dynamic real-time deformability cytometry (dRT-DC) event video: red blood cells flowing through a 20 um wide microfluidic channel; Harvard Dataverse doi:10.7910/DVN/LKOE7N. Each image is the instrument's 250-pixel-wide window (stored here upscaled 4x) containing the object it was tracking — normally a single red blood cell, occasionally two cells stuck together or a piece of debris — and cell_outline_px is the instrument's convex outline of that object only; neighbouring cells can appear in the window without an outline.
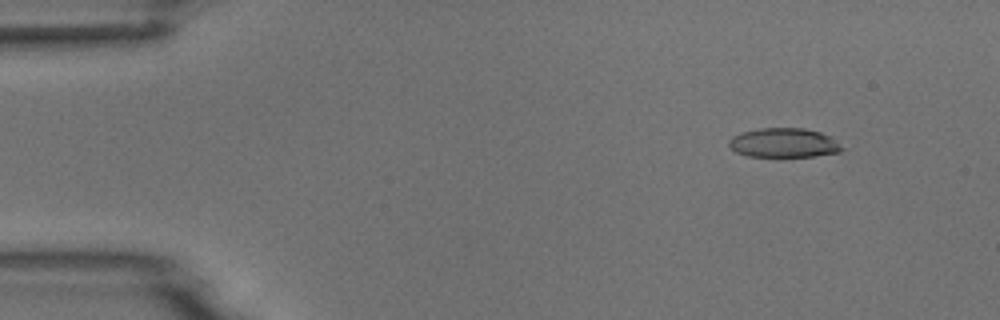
{"species": "common noctule bat (a hibernating species)", "species_latin": "Nyctalus noctula", "temperature_condition": "room temperature", "stored_images_in_passage": 6, "segment_of_instrument_passage": [2, 2], "camera_frame_rate_fps": 3000, "um_per_image_px": 0.085, "animal": {"sex": "male", "body_mass_g": 18.8}, "frame": {"image": 1, "passage_image": 6, "time_ms": 6.667, "image_size_px": [1000, 320], "cell_outline_px": [[844, 148], [840, 152], [812, 156], [748, 156], [736, 152], [728, 144], [728, 140], [732, 136], [740, 132], [760, 128], [804, 128], [820, 132], [828, 136]], "centroid_in_image_um": [66.58, 12.13], "position_along_channel_um": 18.4, "area_um2": 19.13}}